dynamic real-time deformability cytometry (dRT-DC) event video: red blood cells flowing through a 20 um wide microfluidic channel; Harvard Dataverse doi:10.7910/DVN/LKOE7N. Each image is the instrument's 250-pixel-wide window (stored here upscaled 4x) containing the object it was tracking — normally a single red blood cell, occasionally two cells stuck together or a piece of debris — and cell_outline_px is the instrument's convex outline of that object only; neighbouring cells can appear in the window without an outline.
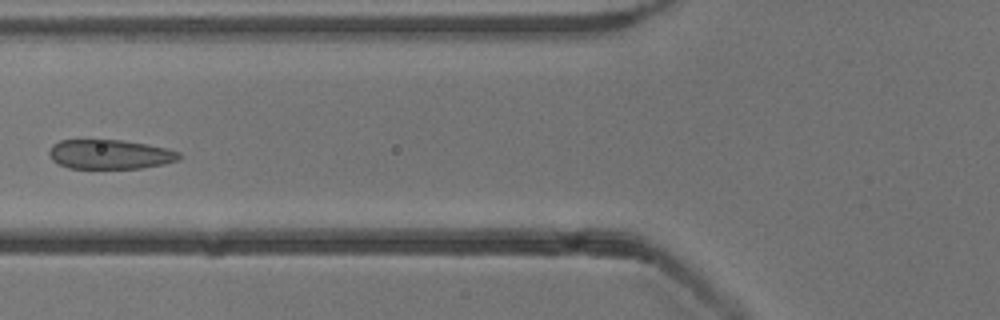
{"species": "common noctule bat (a hibernating species)", "species_latin": "Nyctalus noctula", "temperature_condition": "cold", "stored_images_in_passage": 5, "camera_frame_rate_fps": 3000, "um_per_image_px": 0.085, "animal": {"sex": "male", "body_mass_g": 13.3}, "frame": {"image": 1, "passage_image": 5, "time_ms": 5.333, "image_size_px": [1000, 320], "cell_outline_px": [[180, 160], [164, 164], [140, 168], [68, 168], [52, 160], [48, 156], [48, 152], [52, 144], [60, 140], [124, 140], [148, 144], [168, 148], [180, 152]], "centroid_in_image_um": [9.35, 13.11], "position_along_channel_um": 116.4, "area_um2": 22.48}}